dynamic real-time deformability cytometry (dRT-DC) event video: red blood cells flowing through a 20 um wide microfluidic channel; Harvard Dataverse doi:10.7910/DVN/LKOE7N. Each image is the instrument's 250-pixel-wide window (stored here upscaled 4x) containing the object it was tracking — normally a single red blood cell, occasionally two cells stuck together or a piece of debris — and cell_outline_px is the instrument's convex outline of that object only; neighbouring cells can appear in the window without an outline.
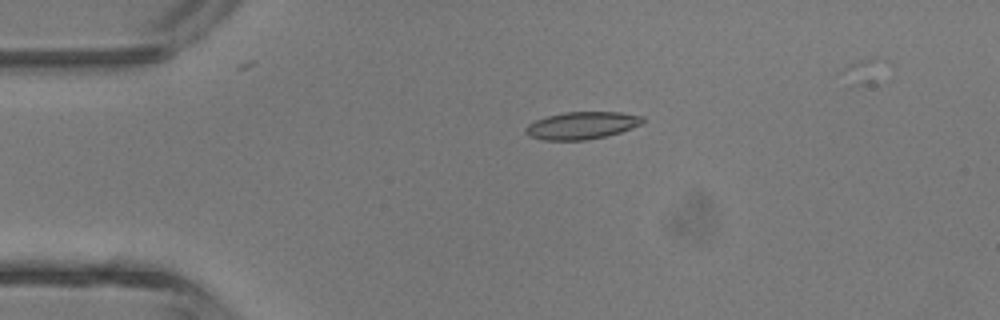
{"species": "common noctule bat (a hibernating species)", "species_latin": "Nyctalus noctula", "temperature_condition": "room temperature", "stored_images_in_passage": 6, "camera_frame_rate_fps": 3000, "um_per_image_px": 0.085, "animal": {"sex": "male", "body_mass_g": 13.3}, "frame": {"image": 1, "passage_image": 3, "time_ms": 3.0, "image_size_px": [1000, 320], "cell_outline_px": [[644, 120], [640, 124], [620, 132], [604, 136], [584, 140], [544, 140], [528, 136], [524, 132], [524, 128], [528, 124], [536, 120], [548, 116], [564, 112], [620, 112], [644, 116]], "centroid_in_image_um": [49.42, 10.66], "position_along_channel_um": 35.6, "area_um2": 18.55}}
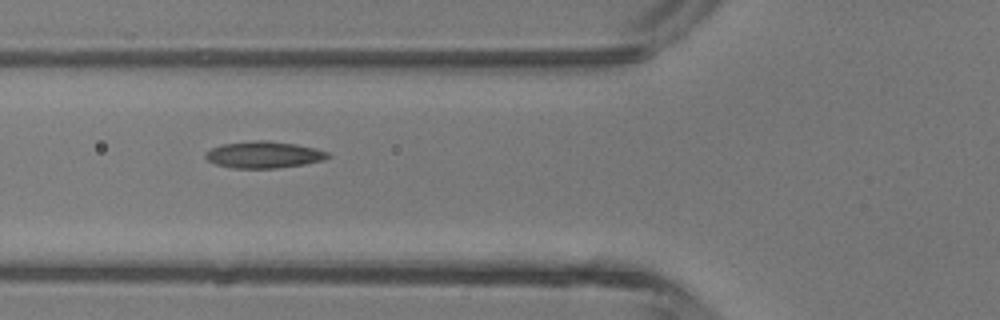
{"frame": {"image": 2, "passage_image": 5, "time_ms": 5.333, "image_size_px": [1000, 320], "cell_outline_px": [[332, 156], [324, 160], [304, 164], [276, 168], [236, 168], [216, 164], [208, 160], [204, 156], [204, 152], [220, 144], [256, 140], [268, 140], [296, 144], [328, 152]], "centroid_in_image_um": [22.41, 13.14], "position_along_channel_um": 103.4, "area_um2": 19.02}}
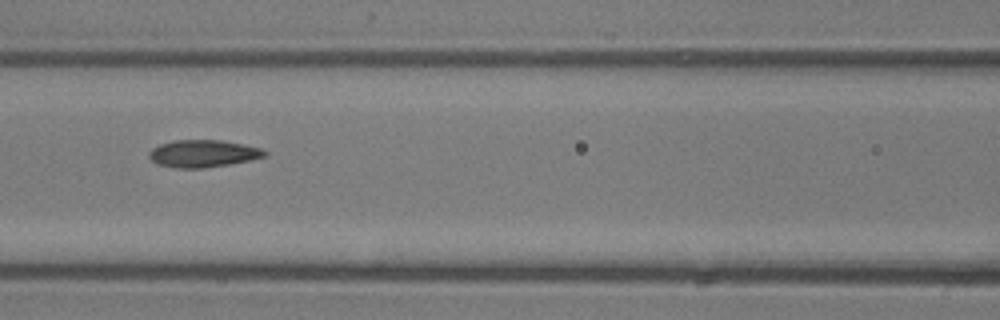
{"frame": {"image": 3, "passage_image": 6, "time_ms": 6.333, "image_size_px": [1000, 320], "cell_outline_px": [[268, 156], [228, 164], [204, 168], [176, 168], [156, 164], [148, 156], [148, 152], [152, 148], [160, 144], [172, 140], [220, 140], [244, 144], [260, 148], [268, 152]], "centroid_in_image_um": [17.24, 13.05], "position_along_channel_um": 149.4, "area_um2": 18.44}}